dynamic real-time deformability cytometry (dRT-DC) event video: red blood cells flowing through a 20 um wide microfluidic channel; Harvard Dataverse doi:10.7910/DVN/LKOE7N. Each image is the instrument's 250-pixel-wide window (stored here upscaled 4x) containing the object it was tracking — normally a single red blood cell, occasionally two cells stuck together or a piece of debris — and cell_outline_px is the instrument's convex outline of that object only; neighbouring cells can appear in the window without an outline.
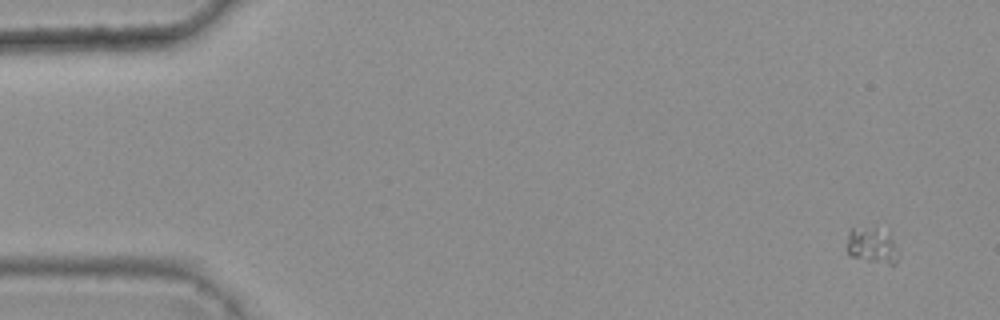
{"species": "common noctule bat (a hibernating species)", "species_latin": "Nyctalus noctula", "temperature_condition": "warm", "stored_images_in_passage": 5, "camera_frame_rate_fps": 3000, "um_per_image_px": 0.085, "animal": {"sex": "female", "body_mass_g": 25.1}, "frame": {"image": 1, "passage_image": 1, "time_ms": 0.0, "image_size_px": [1000, 320], "cell_outline_px": [[900, 256], [896, 264], [888, 264], [868, 260], [852, 256], [848, 252], [848, 232], [852, 228], [876, 228], [888, 236], [892, 240], [900, 252]], "centroid_in_image_um": [74.16, 20.9], "position_along_channel_um": 10.8, "area_um2": 10.4}}